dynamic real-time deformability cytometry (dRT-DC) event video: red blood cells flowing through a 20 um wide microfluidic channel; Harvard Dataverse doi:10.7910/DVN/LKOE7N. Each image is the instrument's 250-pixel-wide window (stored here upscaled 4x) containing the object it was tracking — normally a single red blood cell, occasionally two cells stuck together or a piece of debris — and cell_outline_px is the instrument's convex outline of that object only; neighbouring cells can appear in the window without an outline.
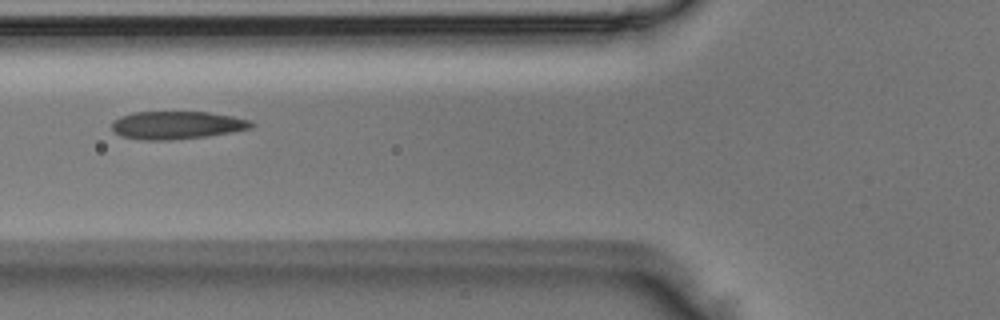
{"species": "Egyptian fruit bat (a non-hibernating species)", "species_latin": "Rousettus aegyptiacus", "temperature_condition": "room temperature", "stored_images_in_passage": 3, "camera_frame_rate_fps": 3000, "um_per_image_px": 0.085, "animal": {"sex": "male"}, "frame": {"image": 1, "passage_image": 3, "time_ms": 0.667, "image_size_px": [1000, 320], "cell_outline_px": [[256, 124], [252, 128], [232, 132], [208, 136], [172, 140], [140, 140], [120, 136], [112, 128], [112, 120], [120, 116], [132, 112], [208, 112], [232, 116], [248, 120]], "centroid_in_image_um": [15.01, 10.64], "position_along_channel_um": 110.8, "area_um2": 22.83}}